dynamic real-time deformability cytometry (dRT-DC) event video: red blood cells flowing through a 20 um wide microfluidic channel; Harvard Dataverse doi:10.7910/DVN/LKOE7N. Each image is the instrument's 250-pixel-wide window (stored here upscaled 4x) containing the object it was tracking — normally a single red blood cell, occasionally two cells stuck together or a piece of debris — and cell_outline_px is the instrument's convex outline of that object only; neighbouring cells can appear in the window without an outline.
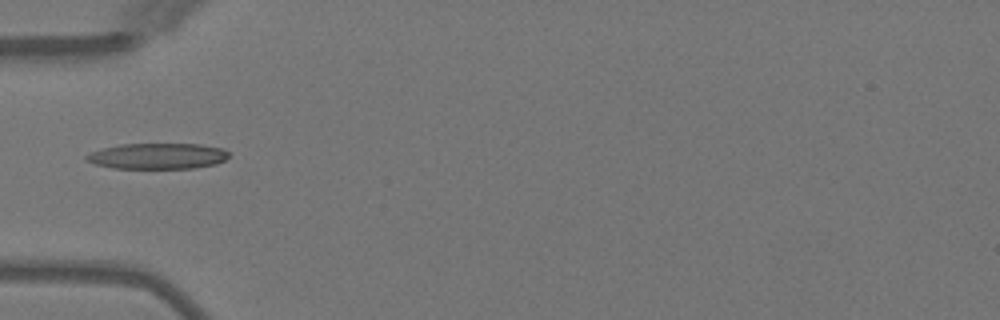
{"species": "Egyptian fruit bat (a non-hibernating species)", "species_latin": "Rousettus aegyptiacus", "temperature_condition": "warm", "stored_images_in_passage": 5, "camera_frame_rate_fps": 3000, "um_per_image_px": 0.085, "animal": {"sex": "female"}, "frame": {"image": 1, "passage_image": 4, "time_ms": 3.667, "image_size_px": [1000, 320], "cell_outline_px": [[228, 156], [224, 160], [216, 164], [192, 168], [112, 168], [96, 164], [84, 160], [84, 156], [92, 152], [104, 148], [120, 144], [200, 144], [224, 148], [228, 152]], "centroid_in_image_um": [13.4, 13.26], "position_along_channel_um": 71.6, "area_um2": 21.39}}
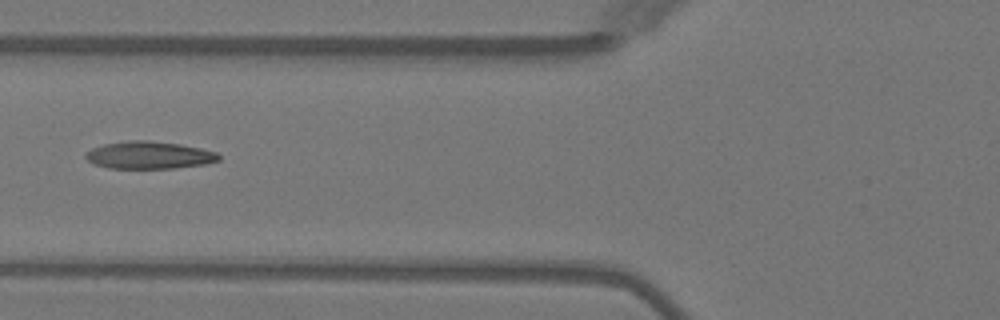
{"frame": {"image": 2, "passage_image": 5, "time_ms": 4.667, "image_size_px": [1000, 320], "cell_outline_px": [[220, 160], [204, 164], [176, 168], [108, 168], [92, 164], [84, 156], [84, 152], [92, 148], [104, 144], [128, 140], [148, 140], [180, 144], [200, 148], [216, 152], [220, 156]], "centroid_in_image_um": [12.64, 13.18], "position_along_channel_um": 113.2, "area_um2": 21.39}}